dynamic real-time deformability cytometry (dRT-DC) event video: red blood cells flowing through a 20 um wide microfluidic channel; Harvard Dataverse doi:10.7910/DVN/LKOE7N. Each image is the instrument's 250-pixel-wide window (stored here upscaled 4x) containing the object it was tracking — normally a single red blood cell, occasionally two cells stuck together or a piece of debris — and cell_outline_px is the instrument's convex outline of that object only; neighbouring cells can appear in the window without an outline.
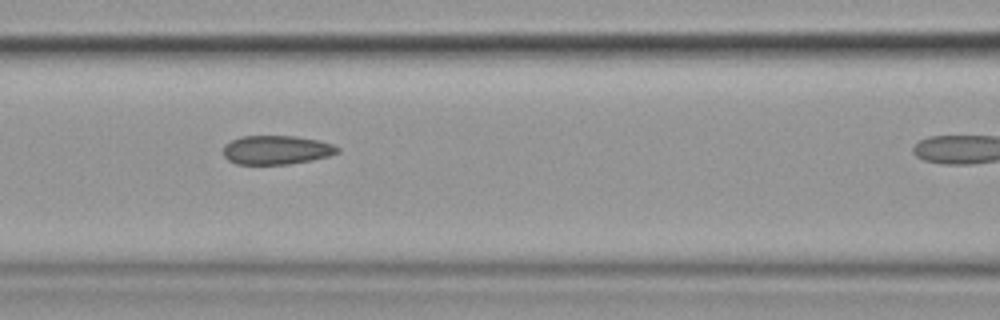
{"species": "common noctule bat (a hibernating species)", "species_latin": "Nyctalus noctula", "temperature_condition": "cold", "stored_images_in_passage": 6, "camera_frame_rate_fps": 3000, "um_per_image_px": 0.085, "animal": {"sex": "female", "body_mass_g": 19.9}, "frame": {"image": 1, "passage_image": 5, "time_ms": 4.667, "image_size_px": [1000, 320], "cell_outline_px": [[340, 152], [328, 156], [312, 160], [288, 164], [236, 164], [228, 160], [224, 156], [224, 144], [240, 136], [296, 136], [320, 140], [332, 144], [340, 148]], "centroid_in_image_um": [23.51, 12.74], "position_along_channel_um": 143.1, "area_um2": 19.36}}